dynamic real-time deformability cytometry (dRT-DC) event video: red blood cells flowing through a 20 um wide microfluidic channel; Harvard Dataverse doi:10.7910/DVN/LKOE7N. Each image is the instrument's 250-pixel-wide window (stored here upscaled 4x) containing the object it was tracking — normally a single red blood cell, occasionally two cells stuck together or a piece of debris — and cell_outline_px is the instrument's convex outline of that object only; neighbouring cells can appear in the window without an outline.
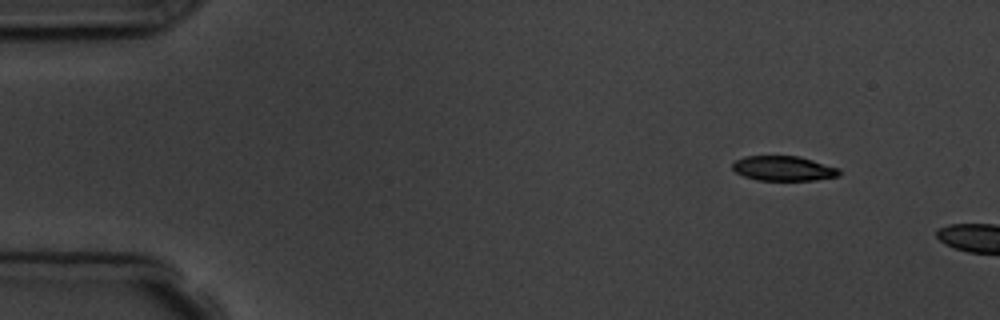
{"species": "common noctule bat (a hibernating species)", "species_latin": "Nyctalus noctula", "temperature_condition": "room temperature", "stored_images_in_passage": 4, "camera_frame_rate_fps": 3000, "um_per_image_px": 0.085, "animal": {"sex": "male", "body_mass_g": 19.5, "forearm_length_mm": 54.6}, "frame": {"image": 1, "passage_image": 1, "time_ms": 0.0, "image_size_px": [1000, 320], "cell_outline_px": [[840, 176], [816, 180], [756, 180], [744, 176], [736, 172], [732, 168], [732, 164], [736, 160], [744, 156], [800, 156], [840, 168]], "centroid_in_image_um": [66.62, 14.31], "position_along_channel_um": 18.4, "area_um2": 15.55}}